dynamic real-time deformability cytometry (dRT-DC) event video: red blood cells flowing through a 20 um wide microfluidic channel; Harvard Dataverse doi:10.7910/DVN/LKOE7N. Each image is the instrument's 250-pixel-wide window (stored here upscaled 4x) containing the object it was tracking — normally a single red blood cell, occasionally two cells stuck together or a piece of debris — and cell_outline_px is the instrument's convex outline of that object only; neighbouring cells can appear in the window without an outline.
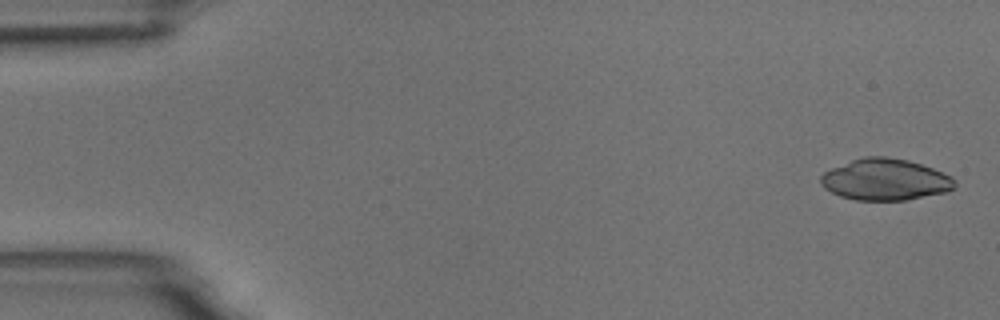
{"species": "common noctule bat (a hibernating species)", "species_latin": "Nyctalus noctula", "temperature_condition": "room temperature", "stored_images_in_passage": 5, "camera_frame_rate_fps": 3000, "um_per_image_px": 0.085, "animal": {"sex": "male", "body_mass_g": 18.8}, "frame": {"image": 1, "passage_image": 1, "time_ms": 0.0, "image_size_px": [1000, 320], "cell_outline_px": [[956, 188], [948, 192], [904, 200], [856, 200], [840, 196], [824, 188], [820, 184], [820, 176], [824, 172], [832, 168], [852, 160], [864, 156], [884, 156], [908, 160], [932, 168], [952, 176], [956, 180]], "centroid_in_image_um": [75.27, 15.27], "position_along_channel_um": 9.7, "area_um2": 32.48}}
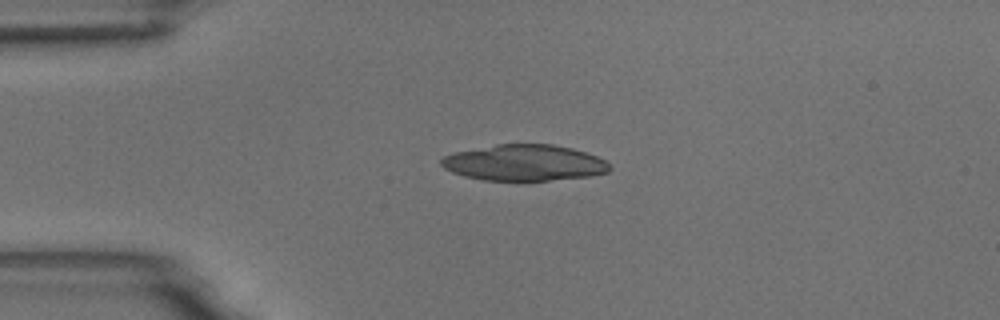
{"frame": {"image": 2, "passage_image": 4, "time_ms": 3.667, "image_size_px": [1000, 320], "cell_outline_px": [[612, 168], [608, 172], [588, 176], [548, 180], [484, 180], [464, 176], [452, 172], [444, 168], [440, 164], [440, 160], [444, 156], [452, 152], [496, 144], [552, 144], [572, 148], [596, 156], [604, 160]], "centroid_in_image_um": [44.52, 13.82], "position_along_channel_um": 40.5, "area_um2": 35.32}}